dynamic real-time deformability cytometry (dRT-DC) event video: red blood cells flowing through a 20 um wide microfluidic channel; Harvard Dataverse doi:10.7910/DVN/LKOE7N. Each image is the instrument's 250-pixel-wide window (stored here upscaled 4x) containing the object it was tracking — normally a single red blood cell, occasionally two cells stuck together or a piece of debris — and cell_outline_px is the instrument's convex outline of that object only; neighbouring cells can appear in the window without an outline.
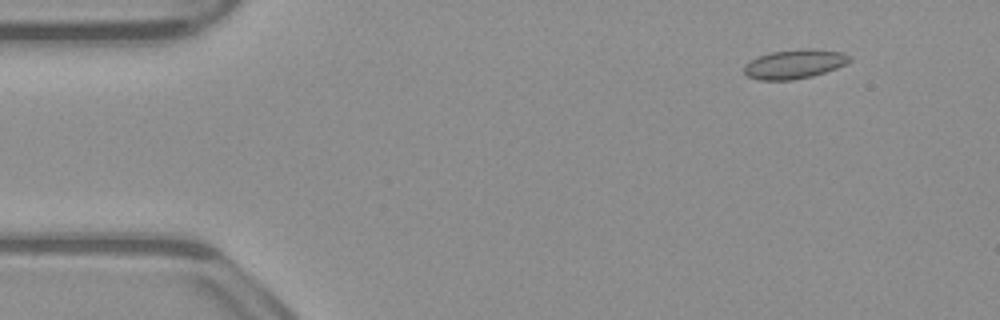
{"species": "common noctule bat (a hibernating species)", "species_latin": "Nyctalus noctula", "temperature_condition": "warm", "stored_images_in_passage": 53, "camera_frame_rate_fps": 3000, "um_per_image_px": 0.085, "animal": {"sex": "male", "body_mass_g": 23.1, "forearm_length_mm": 52.7}, "frame": {"image": 1, "passage_image": 6, "time_ms": 1.667, "image_size_px": [1000, 320], "cell_outline_px": [[852, 60], [836, 68], [812, 76], [792, 80], [760, 80], [748, 76], [744, 72], [744, 64], [756, 56], [768, 52], [800, 48], [812, 48], [844, 52], [852, 56]], "centroid_in_image_um": [67.53, 5.42], "position_along_channel_um": 17.5, "area_um2": 18.26}}
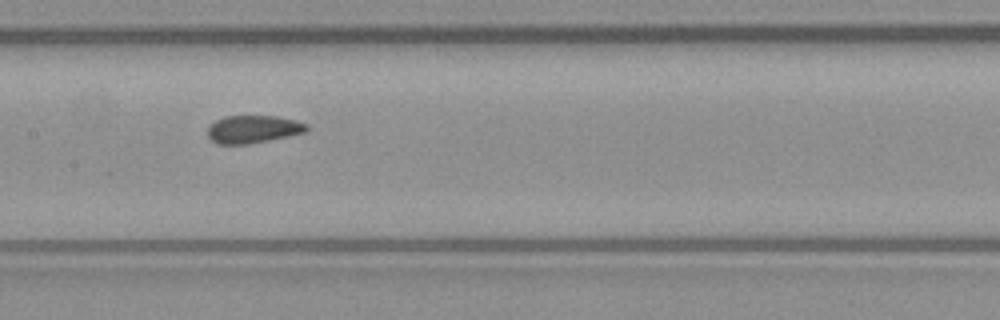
{"frame": {"image": 2, "passage_image": 26, "time_ms": 8.333, "image_size_px": [1000, 320], "cell_outline_px": [[308, 128], [304, 132], [288, 136], [248, 144], [216, 144], [208, 136], [208, 128], [216, 120], [224, 116], [276, 116], [296, 120], [308, 124]], "centroid_in_image_um": [21.51, 10.98], "position_along_channel_um": 185.9, "area_um2": 15.9}}
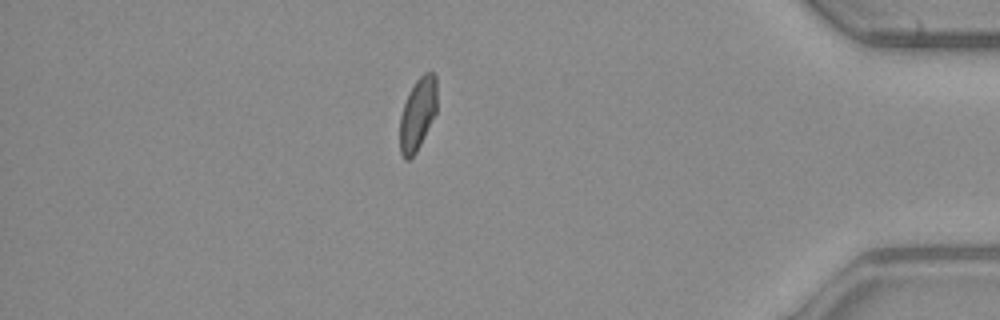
{"frame": {"image": 3, "passage_image": 46, "time_ms": 15.0, "image_size_px": [1000, 320], "cell_outline_px": [[436, 112], [416, 152], [408, 160], [404, 160], [400, 152], [400, 116], [404, 104], [416, 80], [424, 72], [432, 72], [436, 76]], "centroid_in_image_um": [35.49, 9.69], "position_along_channel_um": 399.7, "area_um2": 15.37}, "authors_computed_cell_mechanics": {"area_um2": 16.8776, "velocity_mm_per_s": 3.88, "shape_relaxation_time_tau1_ms": null, "shape_relaxation_time_tau2_ms": 1.5793, "deformation_change_tau1": null, "deformation_change_tau2": 0.0425}}